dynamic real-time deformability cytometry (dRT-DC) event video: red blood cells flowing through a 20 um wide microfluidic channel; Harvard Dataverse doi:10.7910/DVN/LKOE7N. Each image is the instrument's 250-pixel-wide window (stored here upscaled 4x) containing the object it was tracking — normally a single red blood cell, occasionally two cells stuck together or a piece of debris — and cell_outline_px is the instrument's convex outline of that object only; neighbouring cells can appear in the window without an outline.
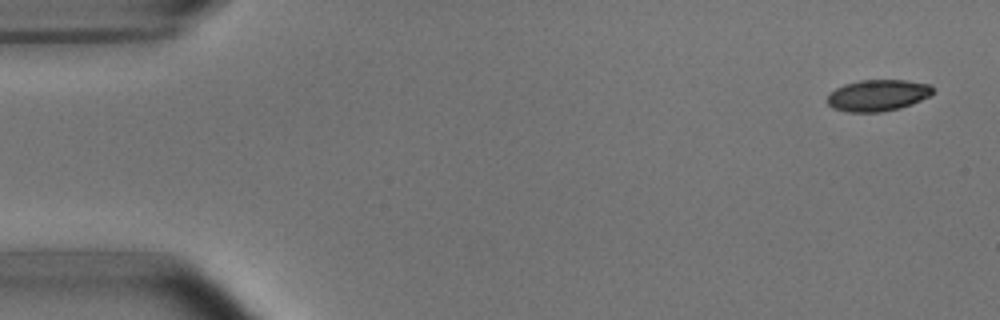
{"species": "common noctule bat (a hibernating species)", "species_latin": "Nyctalus noctula", "temperature_condition": "room temperature", "stored_images_in_passage": 6, "camera_frame_rate_fps": 3000, "um_per_image_px": 0.085, "animal": {"sex": "male", "body_mass_g": 15.6}, "frame": {"image": 1, "passage_image": 1, "time_ms": 0.0, "image_size_px": [1000, 320], "cell_outline_px": [[936, 92], [912, 104], [900, 108], [880, 112], [848, 112], [832, 108], [828, 104], [828, 92], [844, 84], [860, 80], [904, 80], [932, 84], [936, 88]], "centroid_in_image_um": [74.64, 8.09], "position_along_channel_um": 10.4, "area_um2": 19.59}}
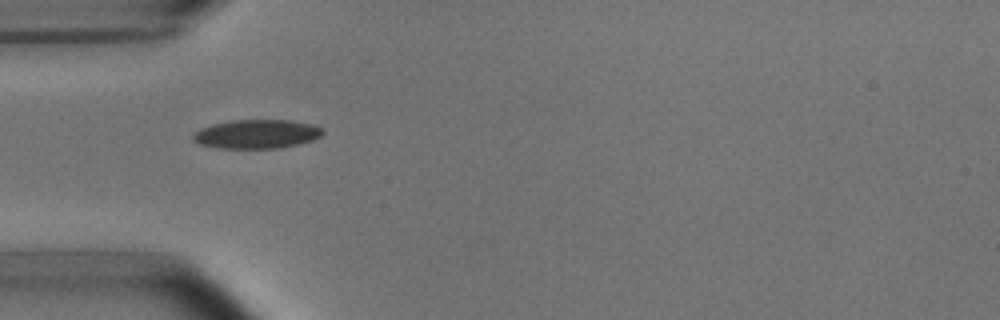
{"frame": {"image": 2, "passage_image": 5, "time_ms": 4.667, "image_size_px": [1000, 320], "cell_outline_px": [[324, 132], [320, 136], [312, 140], [300, 144], [280, 148], [216, 148], [200, 144], [192, 140], [192, 136], [200, 128], [212, 124], [232, 120], [288, 120], [312, 124], [324, 128]], "centroid_in_image_um": [21.83, 11.39], "position_along_channel_um": 63.2, "area_um2": 21.96}}